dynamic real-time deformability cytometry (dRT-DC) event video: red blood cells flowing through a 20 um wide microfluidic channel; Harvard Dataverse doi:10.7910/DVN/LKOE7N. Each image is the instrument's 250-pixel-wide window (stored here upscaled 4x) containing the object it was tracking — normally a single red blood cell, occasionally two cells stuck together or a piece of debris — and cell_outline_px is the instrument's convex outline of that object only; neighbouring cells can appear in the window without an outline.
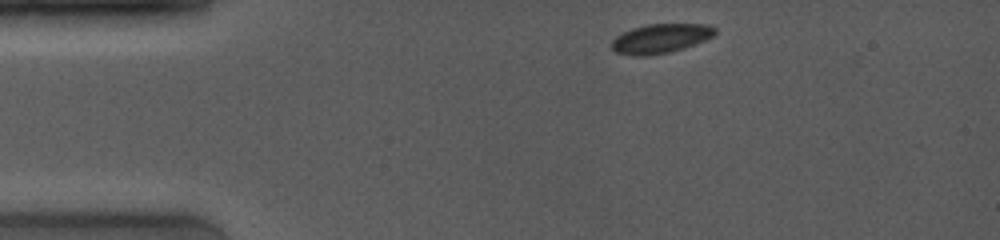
{"species": "common noctule bat (a hibernating species)", "species_latin": "Nyctalus noctula", "temperature_condition": "room temperature", "stored_images_in_passage": 27, "camera_frame_rate_fps": 4000, "um_per_image_px": 0.085, "animal": {"sex": "female", "body_mass_g": 19.0, "forearm_length_mm": 53.3}, "frame": {"image": 1, "passage_image": 1, "time_ms": 0.0, "image_size_px": [1000, 240], "cell_outline_px": [[716, 32], [712, 36], [704, 40], [684, 48], [668, 52], [648, 56], [632, 56], [616, 52], [612, 48], [612, 40], [616, 36], [632, 28], [648, 24], [708, 24], [716, 28]], "centroid_in_image_um": [56.14, 3.27], "position_along_channel_um": 28.9, "area_um2": 17.57}}
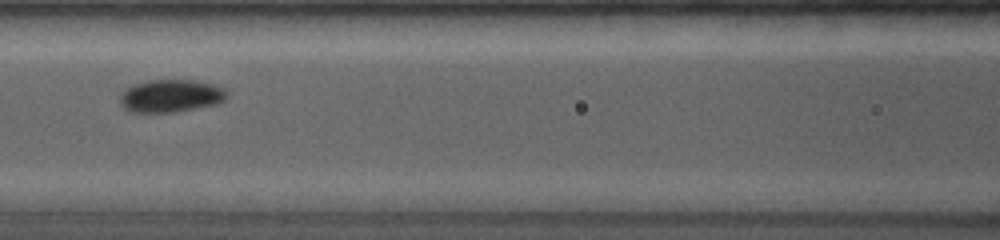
{"frame": {"image": 2, "passage_image": 11, "time_ms": 4.5, "image_size_px": [1000, 240], "cell_outline_px": [[228, 96], [224, 100], [216, 104], [172, 112], [128, 112], [120, 104], [120, 96], [132, 84], [148, 80], [196, 80], [212, 84], [224, 88]], "centroid_in_image_um": [14.5, 8.14], "position_along_channel_um": 152.1, "area_um2": 20.29}}
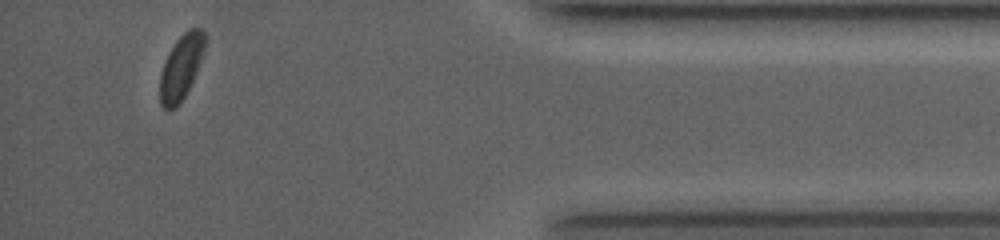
{"frame": {"image": 3, "passage_image": 24, "time_ms": 12.0, "image_size_px": [1000, 240], "cell_outline_px": [[204, 48], [200, 60], [192, 80], [184, 96], [176, 108], [164, 108], [160, 104], [160, 72], [168, 52], [176, 40], [188, 28], [200, 28], [204, 32]], "centroid_in_image_um": [15.36, 5.69], "position_along_channel_um": 419.8, "area_um2": 16.53}}